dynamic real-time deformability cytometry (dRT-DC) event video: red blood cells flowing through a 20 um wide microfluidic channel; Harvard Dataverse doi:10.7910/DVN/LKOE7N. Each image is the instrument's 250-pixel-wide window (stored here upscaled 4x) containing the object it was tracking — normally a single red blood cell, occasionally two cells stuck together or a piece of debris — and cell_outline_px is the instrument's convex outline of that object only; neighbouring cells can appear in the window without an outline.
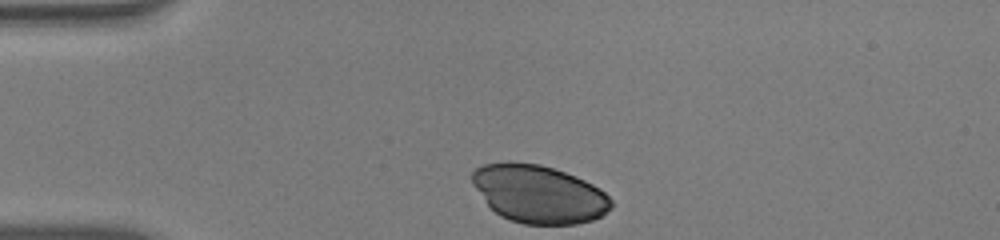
{"species": "human", "species_latin": "Homo sapiens", "temperature_condition": "warm", "stored_images_in_passage": 32, "camera_frame_rate_fps": 3000, "um_per_image_px": 0.085, "donor": {"sex": "male"}, "frame": {"image": 1, "passage_image": 1, "time_ms": 0.0, "image_size_px": [1000, 240], "cell_outline_px": [[612, 208], [600, 216], [592, 220], [576, 224], [524, 224], [500, 216], [488, 204], [472, 184], [472, 172], [476, 168], [484, 164], [508, 160], [540, 164], [576, 176], [600, 188], [612, 200]], "centroid_in_image_um": [45.8, 16.47], "position_along_channel_um": 39.2, "area_um2": 46.93}}
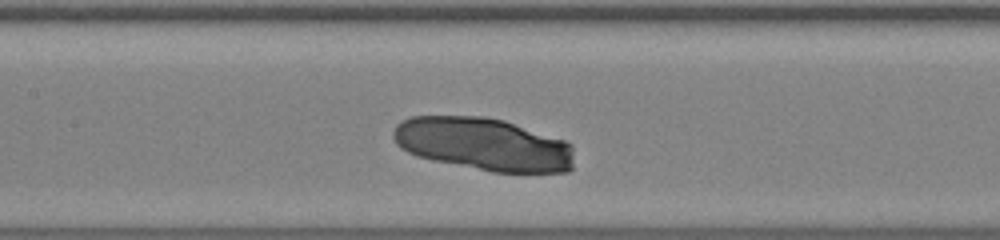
{"frame": {"image": 2, "passage_image": 14, "time_ms": 4.333, "image_size_px": [1000, 240], "cell_outline_px": [[572, 168], [568, 172], [492, 172], [432, 160], [416, 156], [400, 148], [396, 144], [392, 136], [392, 132], [396, 124], [400, 120], [412, 116], [484, 116], [504, 120], [564, 140], [572, 144]], "centroid_in_image_um": [41.05, 12.25], "position_along_channel_um": 166.4, "area_um2": 56.01}}
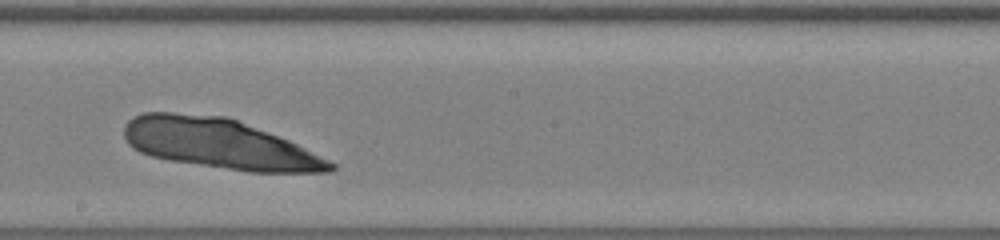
{"frame": {"image": 3, "passage_image": 19, "time_ms": 6.0, "image_size_px": [1000, 240], "cell_outline_px": [[336, 168], [332, 172], [248, 172], [168, 160], [152, 156], [140, 152], [132, 148], [128, 144], [124, 136], [124, 124], [132, 116], [144, 112], [172, 112], [224, 116], [236, 120], [288, 140], [336, 164]], "centroid_in_image_um": [18.57, 12.22], "position_along_channel_um": 229.6, "area_um2": 59.71}}